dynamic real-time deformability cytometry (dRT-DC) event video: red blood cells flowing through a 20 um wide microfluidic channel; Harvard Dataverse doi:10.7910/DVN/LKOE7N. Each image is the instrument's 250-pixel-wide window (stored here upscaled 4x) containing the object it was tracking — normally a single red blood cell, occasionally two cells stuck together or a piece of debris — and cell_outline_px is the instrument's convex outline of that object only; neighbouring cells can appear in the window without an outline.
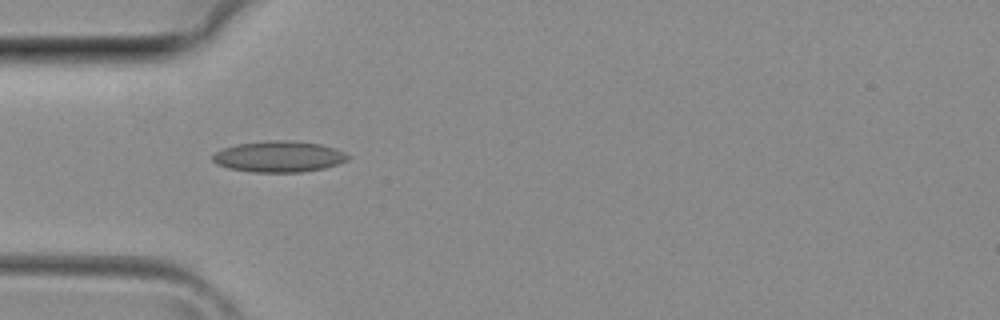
{"species": "common noctule bat (a hibernating species)", "species_latin": "Nyctalus noctula", "temperature_condition": "room temperature", "stored_images_in_passage": 29, "camera_frame_rate_fps": 3000, "um_per_image_px": 0.085, "animal": {"sex": "female", "body_mass_g": 29.2, "forearm_length_mm": 56.3}, "frame": {"image": 1, "passage_image": 2, "time_ms": 0.333, "image_size_px": [1000, 320], "cell_outline_px": [[352, 156], [348, 160], [324, 168], [300, 172], [252, 172], [228, 168], [216, 164], [212, 160], [212, 156], [216, 152], [224, 148], [236, 144], [272, 140], [292, 140], [320, 144], [336, 148]], "centroid_in_image_um": [23.72, 13.3], "position_along_channel_um": 61.3, "area_um2": 24.57}}
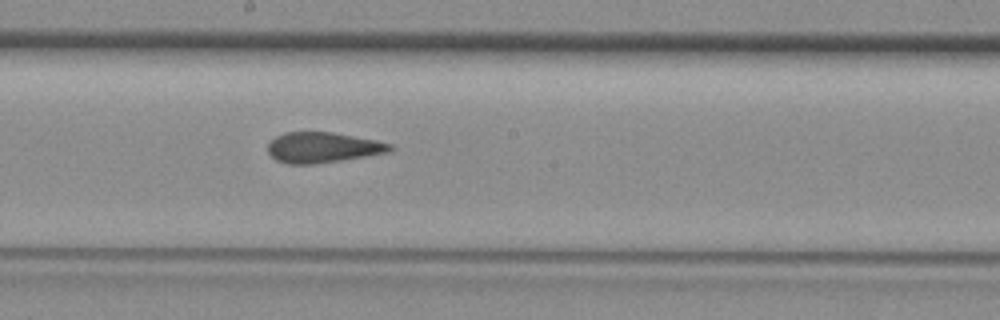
{"frame": {"image": 2, "passage_image": 11, "time_ms": 3.333, "image_size_px": [1000, 320], "cell_outline_px": [[396, 148], [392, 152], [340, 160], [308, 164], [288, 164], [276, 160], [268, 152], [268, 144], [276, 136], [284, 132], [332, 132], [376, 140], [392, 144]], "centroid_in_image_um": [27.47, 12.53], "position_along_channel_um": 220.7, "area_um2": 21.68}}
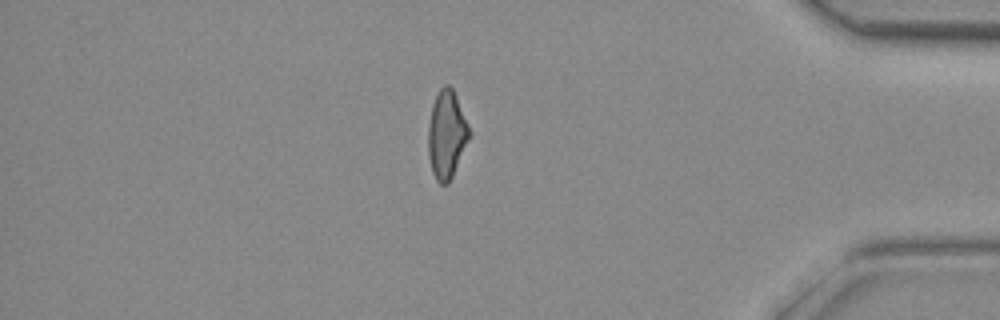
{"frame": {"image": 3, "passage_image": 23, "time_ms": 7.333, "image_size_px": [1000, 320], "cell_outline_px": [[472, 132], [452, 176], [448, 184], [440, 184], [436, 180], [432, 172], [428, 156], [428, 124], [432, 104], [440, 88], [444, 84], [448, 84], [452, 88], [456, 96]], "centroid_in_image_um": [37.95, 11.43], "position_along_channel_um": 397.2, "area_um2": 21.1}}